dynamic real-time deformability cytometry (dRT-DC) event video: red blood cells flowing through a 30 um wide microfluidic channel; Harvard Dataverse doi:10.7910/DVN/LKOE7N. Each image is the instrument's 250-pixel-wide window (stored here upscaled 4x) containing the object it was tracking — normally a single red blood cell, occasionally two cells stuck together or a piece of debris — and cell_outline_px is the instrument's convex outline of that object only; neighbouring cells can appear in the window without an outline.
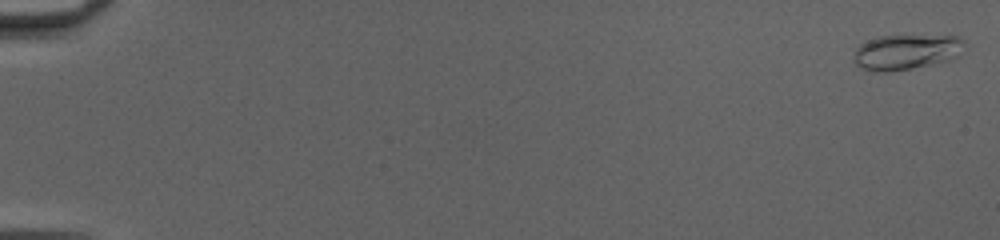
{"species": "common noctule bat (a hibernating species)", "species_latin": "Nyctalus noctula", "temperature_condition": "cold", "stored_images_in_passage": 51, "camera_frame_rate_fps": 3000, "um_per_image_px": 0.085, "animal": {"sex": "female", "body_mass_g": 20.0, "forearm_length_mm": 54.0}, "frame": {"image": 1, "passage_image": 1, "time_ms": 0.0, "image_size_px": [1000, 240], "cell_outline_px": [[964, 44], [960, 56], [948, 60], [912, 68], [884, 72], [880, 72], [864, 68], [856, 64], [856, 48], [860, 44], [868, 40], [880, 36], [956, 36], [964, 40]], "centroid_in_image_um": [77.07, 4.41], "position_along_channel_um": 7.9, "area_um2": 22.25}}
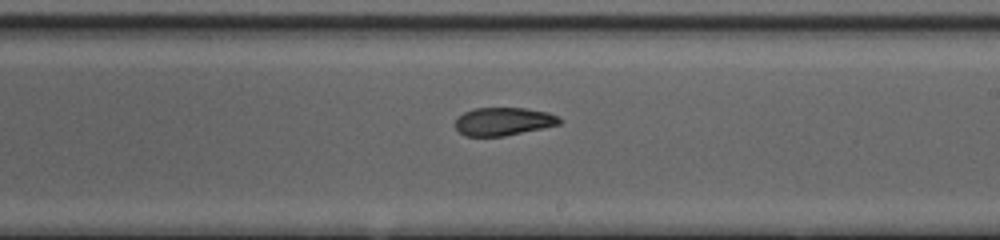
{"frame": {"image": 2, "passage_image": 32, "time_ms": 10.333, "image_size_px": [1000, 240], "cell_outline_px": [[564, 120], [560, 124], [504, 136], [464, 136], [456, 128], [456, 120], [464, 112], [476, 108], [524, 108], [548, 112]], "centroid_in_image_um": [42.8, 10.32], "position_along_channel_um": 246.2, "area_um2": 16.88}}
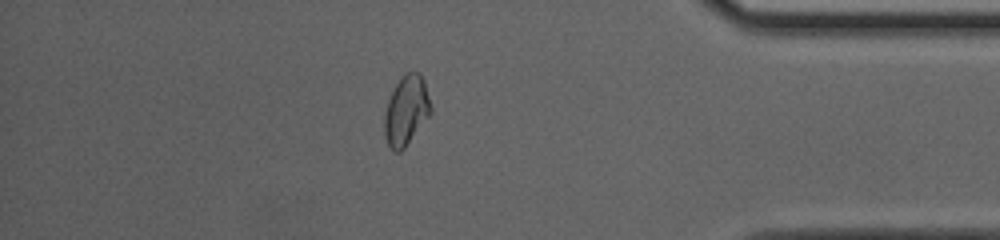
{"frame": {"image": 3, "passage_image": 45, "time_ms": 14.667, "image_size_px": [1000, 240], "cell_outline_px": [[432, 112], [404, 148], [400, 152], [392, 152], [384, 136], [384, 112], [388, 100], [400, 76], [408, 72], [420, 72], [424, 80], [432, 108]], "centroid_in_image_um": [34.52, 9.39], "position_along_channel_um": 400.7, "area_um2": 18.9}, "authors_computed_cell_mechanics": {"area_um2": 18.7272, "velocity_mm_per_s": 4.1628, "shape_relaxation_time_tau1_ms": null, "shape_relaxation_time_tau2_ms": 3.4174, "deformation_change_tau1": null, "deformation_change_tau2": 0.0963}}